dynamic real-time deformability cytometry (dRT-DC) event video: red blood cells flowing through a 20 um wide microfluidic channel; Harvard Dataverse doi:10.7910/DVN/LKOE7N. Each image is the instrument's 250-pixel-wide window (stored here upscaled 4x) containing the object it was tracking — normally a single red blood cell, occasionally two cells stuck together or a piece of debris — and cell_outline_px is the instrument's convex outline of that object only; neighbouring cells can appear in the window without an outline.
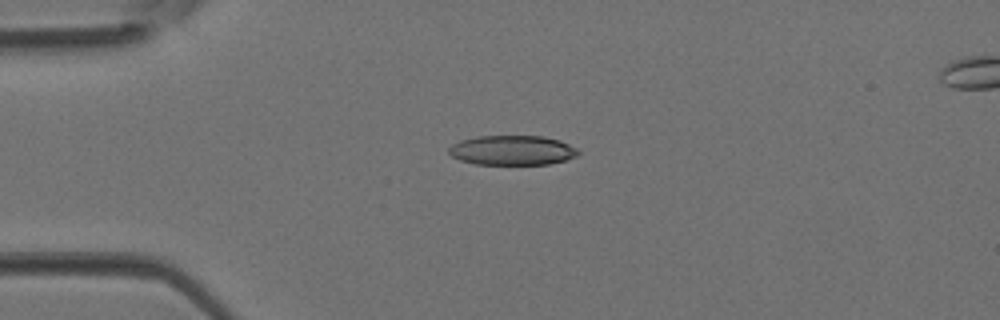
{"species": "Egyptian fruit bat (a non-hibernating species)", "species_latin": "Rousettus aegyptiacus", "temperature_condition": "room temperature", "stored_images_in_passage": 4, "camera_frame_rate_fps": 3000, "um_per_image_px": 0.085, "animal": {"sex": "female"}, "frame": {"image": 1, "passage_image": 3, "time_ms": 0.667, "image_size_px": [1000, 320], "cell_outline_px": [[580, 152], [576, 156], [564, 160], [548, 164], [476, 164], [460, 160], [452, 156], [448, 152], [448, 148], [452, 144], [460, 140], [476, 136], [544, 136], [560, 140], [576, 148]], "centroid_in_image_um": [43.52, 12.76], "position_along_channel_um": 41.5, "area_um2": 22.37}}